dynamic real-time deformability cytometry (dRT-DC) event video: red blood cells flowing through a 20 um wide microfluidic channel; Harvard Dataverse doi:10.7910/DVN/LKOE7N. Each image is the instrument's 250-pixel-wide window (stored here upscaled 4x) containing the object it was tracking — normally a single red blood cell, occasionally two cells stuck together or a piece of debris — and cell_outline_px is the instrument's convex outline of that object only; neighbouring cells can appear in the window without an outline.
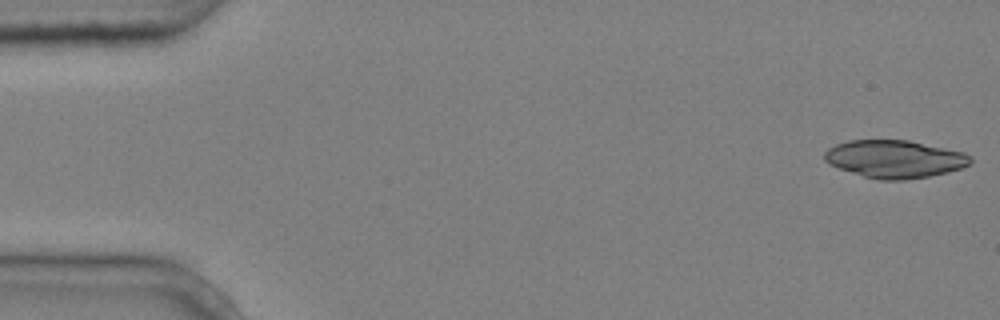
{"species": "common noctule bat (a hibernating species)", "species_latin": "Nyctalus noctula", "temperature_condition": "cold", "stored_images_in_passage": 10, "camera_frame_rate_fps": 3000, "um_per_image_px": 0.085, "animal": {"sex": "male", "body_mass_g": 20.4}, "frame": {"image": 1, "passage_image": 1, "time_ms": 0.0, "image_size_px": [1000, 320], "cell_outline_px": [[972, 164], [948, 172], [928, 176], [904, 180], [880, 180], [864, 176], [828, 164], [824, 160], [824, 152], [828, 148], [836, 144], [848, 140], [908, 140], [964, 152], [972, 160]], "centroid_in_image_um": [76.03, 13.51], "position_along_channel_um": 9.0, "area_um2": 31.96}}
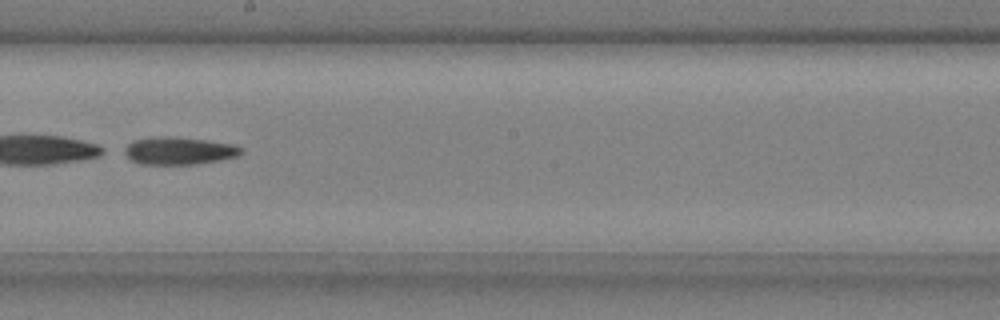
{"frame": {"image": 2, "passage_image": 9, "time_ms": 2.667, "image_size_px": [1000, 320], "cell_outline_px": [[244, 152], [236, 156], [196, 164], [140, 164], [132, 160], [120, 152], [120, 148], [132, 140], [152, 136], [172, 136], [208, 140], [236, 144], [244, 148]], "centroid_in_image_um": [15.14, 12.79], "position_along_channel_um": 233.1, "area_um2": 19.25}}